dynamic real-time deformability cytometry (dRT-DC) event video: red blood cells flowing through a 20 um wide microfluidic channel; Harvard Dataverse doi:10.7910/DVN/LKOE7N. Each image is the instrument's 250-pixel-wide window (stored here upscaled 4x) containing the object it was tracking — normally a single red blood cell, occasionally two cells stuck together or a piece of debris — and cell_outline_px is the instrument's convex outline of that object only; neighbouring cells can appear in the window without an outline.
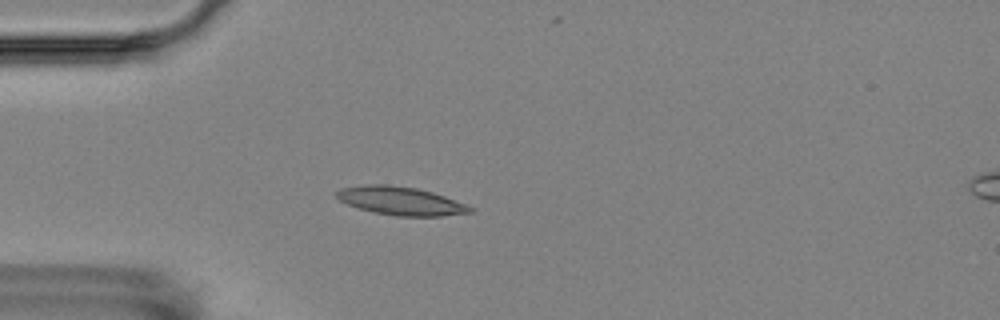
{"species": "Egyptian fruit bat (a non-hibernating species)", "species_latin": "Rousettus aegyptiacus", "temperature_condition": "room temperature", "stored_images_in_passage": 6, "camera_frame_rate_fps": 3000, "um_per_image_px": 0.085, "animal": {"sex": "female"}, "frame": {"image": 1, "passage_image": 4, "time_ms": 3.667, "image_size_px": [1000, 320], "cell_outline_px": [[476, 208], [472, 212], [440, 216], [396, 216], [372, 212], [348, 204], [340, 200], [336, 196], [336, 192], [340, 188], [364, 184], [384, 184], [416, 188], [432, 192], [468, 204]], "centroid_in_image_um": [34.08, 17.07], "position_along_channel_um": 50.9, "area_um2": 22.08}}